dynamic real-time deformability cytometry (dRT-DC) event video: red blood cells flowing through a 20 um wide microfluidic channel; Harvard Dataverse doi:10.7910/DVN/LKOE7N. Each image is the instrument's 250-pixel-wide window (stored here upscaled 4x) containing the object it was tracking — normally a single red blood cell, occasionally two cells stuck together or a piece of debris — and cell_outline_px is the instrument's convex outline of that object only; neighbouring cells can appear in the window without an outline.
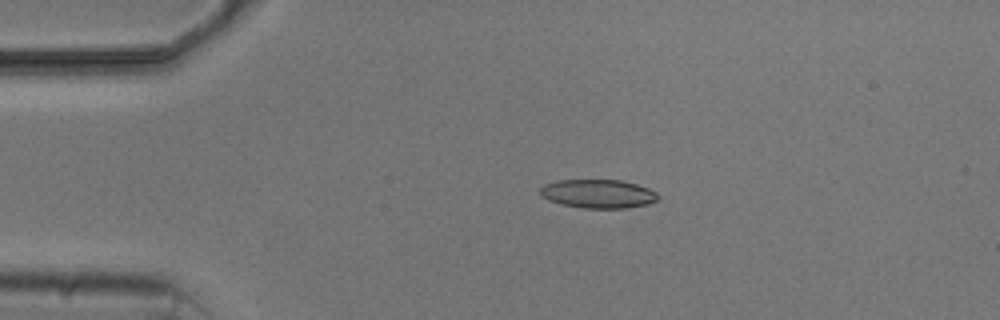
{"species": "common noctule bat (a hibernating species)", "species_latin": "Nyctalus noctula", "temperature_condition": "cold", "stored_images_in_passage": 3, "camera_frame_rate_fps": 3000, "um_per_image_px": 0.085, "animal": {"sex": "male", "body_mass_g": 20.5, "forearm_length_mm": 52.5}, "frame": {"image": 1, "passage_image": 3, "time_ms": 2.333, "image_size_px": [1000, 320], "cell_outline_px": [[660, 196], [656, 200], [648, 204], [628, 208], [580, 208], [560, 204], [548, 200], [540, 196], [540, 188], [544, 184], [556, 180], [620, 180], [636, 184], [648, 188], [656, 192]], "centroid_in_image_um": [50.81, 16.47], "position_along_channel_um": 34.2, "area_um2": 19.88}}